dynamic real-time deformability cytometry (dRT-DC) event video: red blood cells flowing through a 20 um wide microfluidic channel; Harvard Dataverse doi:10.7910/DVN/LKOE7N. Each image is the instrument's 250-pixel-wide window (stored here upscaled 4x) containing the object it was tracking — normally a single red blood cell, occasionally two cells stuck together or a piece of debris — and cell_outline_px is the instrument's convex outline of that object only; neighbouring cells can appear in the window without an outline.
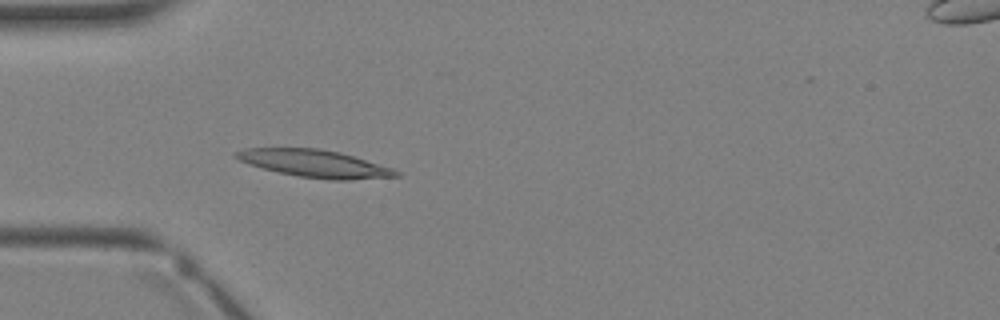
{"species": "Egyptian fruit bat (a non-hibernating species)", "species_latin": "Rousettus aegyptiacus", "temperature_condition": "warm", "stored_images_in_passage": 3, "camera_frame_rate_fps": 3000, "um_per_image_px": 0.085, "animal": {"sex": "female"}, "frame": {"image": 1, "passage_image": 3, "time_ms": 2.333, "image_size_px": [1000, 320], "cell_outline_px": [[400, 176], [348, 180], [332, 180], [300, 176], [280, 172], [248, 164], [232, 156], [232, 152], [244, 148], [320, 148], [340, 152], [392, 168], [400, 172]], "centroid_in_image_um": [26.72, 13.89], "position_along_channel_um": 58.3, "area_um2": 25.43}}